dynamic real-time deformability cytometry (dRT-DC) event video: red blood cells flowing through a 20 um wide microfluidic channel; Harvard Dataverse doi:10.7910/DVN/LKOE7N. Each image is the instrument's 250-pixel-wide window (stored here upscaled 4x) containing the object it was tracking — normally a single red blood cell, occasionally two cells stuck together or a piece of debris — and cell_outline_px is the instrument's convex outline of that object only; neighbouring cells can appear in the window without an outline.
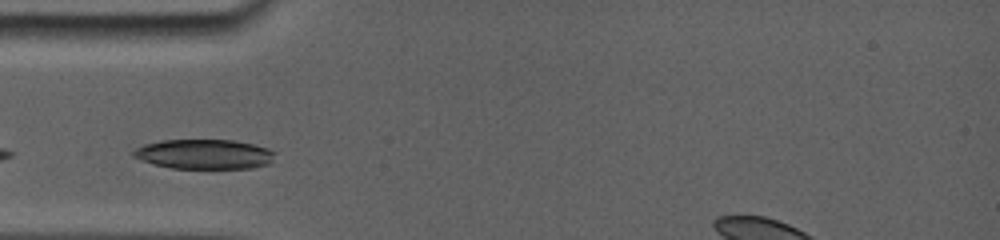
{"species": "common noctule bat (a hibernating species)", "species_latin": "Nyctalus noctula", "temperature_condition": "room temperature", "stored_images_in_passage": 7, "camera_frame_rate_fps": 5000, "um_per_image_px": 0.085, "animal": {"sex": "female", "body_mass_g": 19.0, "forearm_length_mm": 56.7}, "frame": {"image": 1, "passage_image": 2, "time_ms": 0.8, "image_size_px": [1000, 240], "cell_outline_px": [[272, 164], [252, 168], [172, 168], [152, 164], [140, 160], [132, 156], [132, 152], [136, 148], [144, 144], [164, 140], [232, 140], [252, 144], [264, 148], [272, 152]], "centroid_in_image_um": [17.3, 13.11], "position_along_channel_um": 67.7, "area_um2": 24.33}}